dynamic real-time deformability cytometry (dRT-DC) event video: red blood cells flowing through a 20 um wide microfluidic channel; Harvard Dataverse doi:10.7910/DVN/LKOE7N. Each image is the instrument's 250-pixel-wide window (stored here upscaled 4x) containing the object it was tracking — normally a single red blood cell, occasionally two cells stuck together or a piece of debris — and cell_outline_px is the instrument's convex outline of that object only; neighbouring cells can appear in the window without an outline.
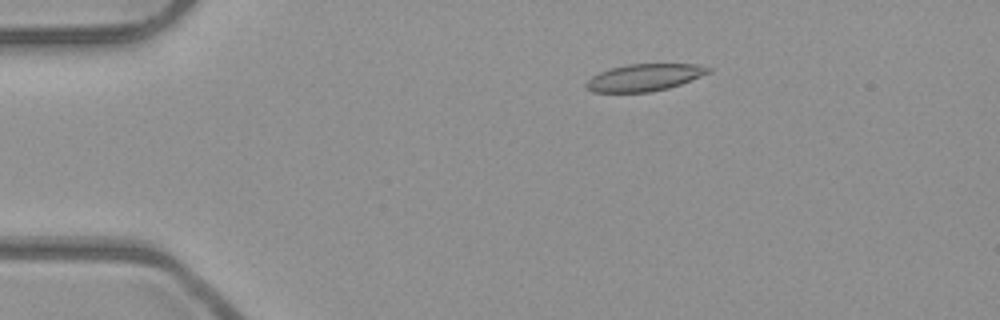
{"species": "common noctule bat (a hibernating species)", "species_latin": "Nyctalus noctula", "temperature_condition": "room temperature", "stored_images_in_passage": 4, "camera_frame_rate_fps": 3000, "um_per_image_px": 0.085, "animal": {"sex": "male", "body_mass_g": 23.1, "forearm_length_mm": 52.7}, "frame": {"image": 1, "passage_image": 2, "time_ms": 0.333, "image_size_px": [1000, 320], "cell_outline_px": [[712, 72], [680, 84], [668, 88], [648, 92], [592, 92], [584, 84], [592, 76], [600, 72], [612, 68], [628, 64], [696, 64], [712, 68]], "centroid_in_image_um": [54.79, 6.58], "position_along_channel_um": 30.2, "area_um2": 19.13}}